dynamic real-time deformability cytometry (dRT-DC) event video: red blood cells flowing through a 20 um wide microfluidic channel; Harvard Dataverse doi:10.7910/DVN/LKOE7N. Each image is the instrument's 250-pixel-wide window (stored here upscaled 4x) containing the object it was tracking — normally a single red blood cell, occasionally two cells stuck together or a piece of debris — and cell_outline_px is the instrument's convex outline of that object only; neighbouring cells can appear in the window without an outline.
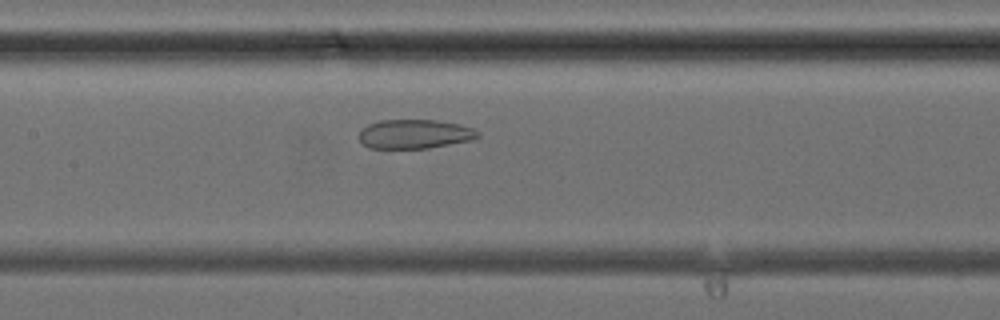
{"species": "common noctule bat (a hibernating species)", "species_latin": "Nyctalus noctula", "temperature_condition": "cold", "stored_images_in_passage": 41, "camera_frame_rate_fps": 3000, "um_per_image_px": 0.085, "animal": {"sex": "female", "body_mass_g": 24.6, "forearm_length_mm": 56.2}, "frame": {"image": 1, "passage_image": 19, "time_ms": 6.0, "image_size_px": [1000, 320], "cell_outline_px": [[480, 136], [472, 140], [428, 148], [368, 148], [360, 140], [360, 132], [368, 124], [380, 120], [436, 120], [460, 124], [472, 128], [480, 132]], "centroid_in_image_um": [35.28, 11.39], "position_along_channel_um": 172.1, "area_um2": 20.11}}
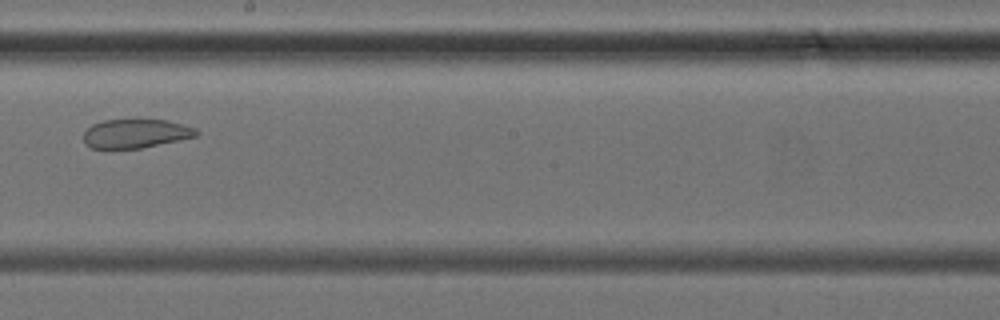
{"frame": {"image": 2, "passage_image": 23, "time_ms": 7.333, "image_size_px": [1000, 320], "cell_outline_px": [[200, 132], [196, 136], [140, 148], [92, 148], [84, 144], [84, 132], [92, 124], [104, 120], [168, 120], [196, 128]], "centroid_in_image_um": [11.52, 11.34], "position_along_channel_um": 236.7, "area_um2": 18.79}}
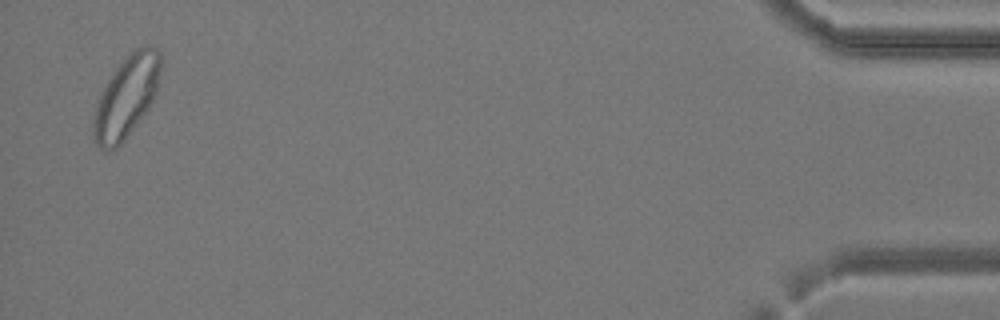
{"frame": {"image": 3, "passage_image": 40, "time_ms": 13.0, "image_size_px": [1000, 320], "cell_outline_px": [[160, 72], [156, 92], [148, 108], [124, 140], [116, 148], [100, 148], [92, 140], [92, 120], [96, 104], [112, 72], [136, 48], [148, 44], [156, 48], [160, 52]], "centroid_in_image_um": [10.72, 8.24], "position_along_channel_um": 424.5, "area_um2": 31.5}}